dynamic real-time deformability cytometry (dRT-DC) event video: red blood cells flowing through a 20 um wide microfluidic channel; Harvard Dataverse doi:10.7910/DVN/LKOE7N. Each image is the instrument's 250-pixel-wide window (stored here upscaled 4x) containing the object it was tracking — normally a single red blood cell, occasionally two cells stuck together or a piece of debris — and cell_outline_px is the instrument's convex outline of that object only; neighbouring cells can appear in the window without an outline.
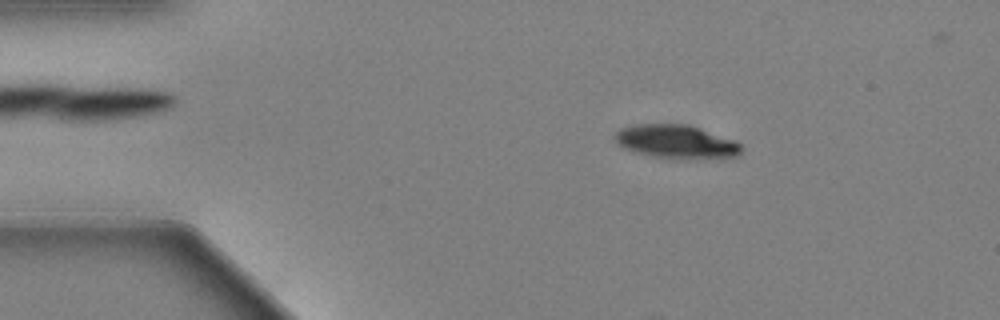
{"species": "Egyptian fruit bat (a non-hibernating species)", "species_latin": "Rousettus aegyptiacus", "temperature_condition": "warm", "stored_images_in_passage": 56, "camera_frame_rate_fps": 3000, "um_per_image_px": 0.085, "animal": {"sex": "female"}, "frame": {"image": 1, "passage_image": 9, "time_ms": 2.667, "image_size_px": [1000, 320], "cell_outline_px": [[740, 156], [656, 156], [636, 152], [624, 148], [612, 136], [620, 128], [632, 124], [688, 124], [736, 140], [740, 144]], "centroid_in_image_um": [57.42, 11.97], "position_along_channel_um": 27.6, "area_um2": 23.64}}
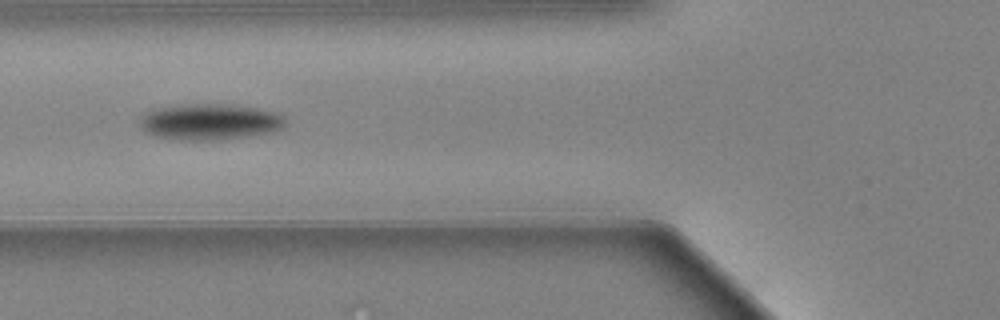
{"frame": {"image": 2, "passage_image": 21, "time_ms": 6.667, "image_size_px": [1000, 320], "cell_outline_px": [[284, 124], [280, 128], [272, 132], [248, 136], [216, 140], [188, 140], [156, 136], [140, 128], [140, 116], [152, 108], [180, 104], [232, 104], [280, 112], [284, 116]], "centroid_in_image_um": [17.82, 10.33], "position_along_channel_um": 108.0, "area_um2": 30.81}}
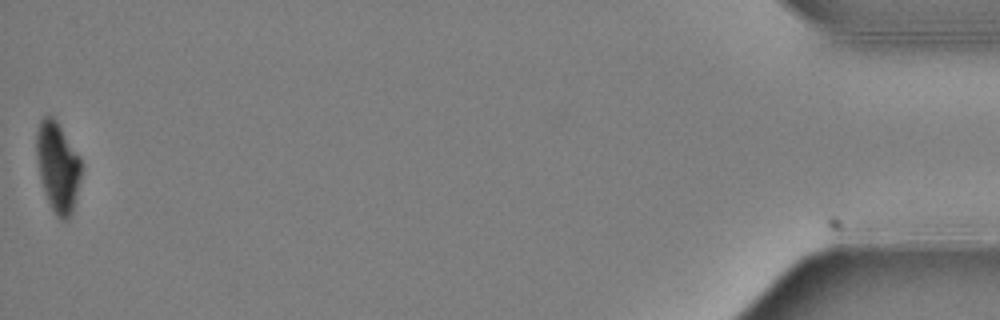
{"frame": {"image": 3, "passage_image": 56, "time_ms": 18.333, "image_size_px": [1000, 320], "cell_outline_px": [[80, 180], [72, 212], [68, 220], [60, 220], [56, 216], [48, 200], [40, 176], [36, 156], [36, 132], [40, 120], [48, 112], [56, 120], [80, 156]], "centroid_in_image_um": [4.9, 14.15], "position_along_channel_um": 430.3, "area_um2": 23.29}, "authors_computed_cell_mechanics": {"area_um2": 27.3394, "velocity_mm_per_s": 3.6033, "shape_relaxation_time_tau1_ms": 2.2804, "shape_relaxation_time_tau2_ms": null, "deformation_change_tau1": 0.1478, "deformation_change_tau2": null}}